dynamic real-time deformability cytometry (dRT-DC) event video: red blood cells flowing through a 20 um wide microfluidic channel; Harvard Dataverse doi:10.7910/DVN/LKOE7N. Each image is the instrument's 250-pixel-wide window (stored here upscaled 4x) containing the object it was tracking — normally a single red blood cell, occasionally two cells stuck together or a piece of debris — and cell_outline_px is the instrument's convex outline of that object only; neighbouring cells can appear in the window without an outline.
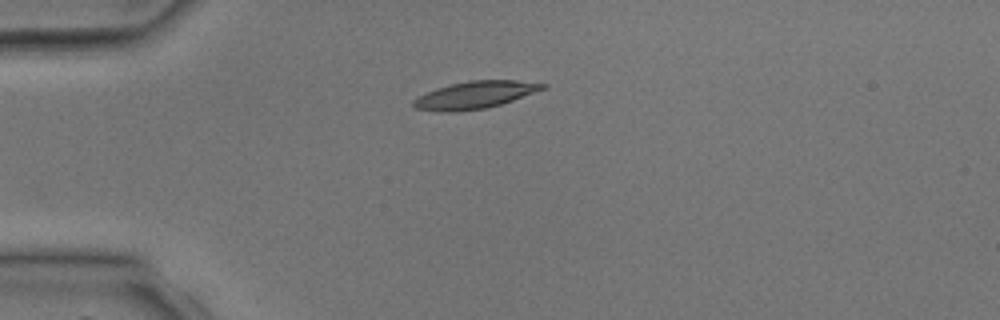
{"species": "common noctule bat (a hibernating species)", "species_latin": "Nyctalus noctula", "temperature_condition": "room temperature", "stored_images_in_passage": 4, "camera_frame_rate_fps": 3000, "um_per_image_px": 0.085, "animal": {"sex": "male", "body_mass_g": 17.9, "forearm_length_mm": 54.2}, "frame": {"image": 1, "passage_image": 3, "time_ms": 3.0, "image_size_px": [1000, 320], "cell_outline_px": [[548, 88], [500, 104], [484, 108], [456, 112], [440, 112], [416, 108], [412, 104], [412, 100], [436, 88], [452, 84], [472, 80], [516, 80], [548, 84]], "centroid_in_image_um": [40.4, 8.07], "position_along_channel_um": 44.6, "area_um2": 20.4}}